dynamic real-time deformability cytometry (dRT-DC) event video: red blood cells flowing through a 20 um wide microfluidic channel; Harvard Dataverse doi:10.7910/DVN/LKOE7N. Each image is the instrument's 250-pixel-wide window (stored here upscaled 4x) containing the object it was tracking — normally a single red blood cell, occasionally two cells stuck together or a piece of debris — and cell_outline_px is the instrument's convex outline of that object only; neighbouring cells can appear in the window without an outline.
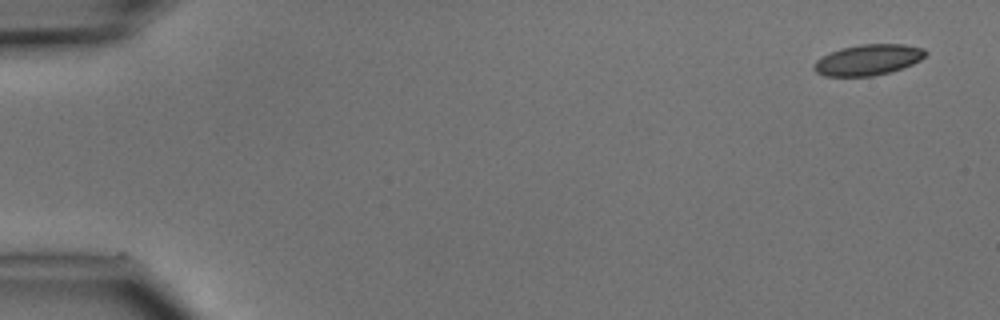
{"species": "common noctule bat (a hibernating species)", "species_latin": "Nyctalus noctula", "temperature_condition": "cold", "stored_images_in_passage": 4, "camera_frame_rate_fps": 3000, "um_per_image_px": 0.085, "animal": {"sex": "male", "body_mass_g": 15.6}, "frame": {"image": 1, "passage_image": 1, "time_ms": 0.0, "image_size_px": [1000, 320], "cell_outline_px": [[928, 52], [920, 60], [904, 68], [872, 76], [824, 76], [816, 72], [812, 68], [812, 64], [816, 60], [840, 48], [860, 44], [904, 44], [924, 48]], "centroid_in_image_um": [73.79, 5.08], "position_along_channel_um": 11.2, "area_um2": 20.06}}
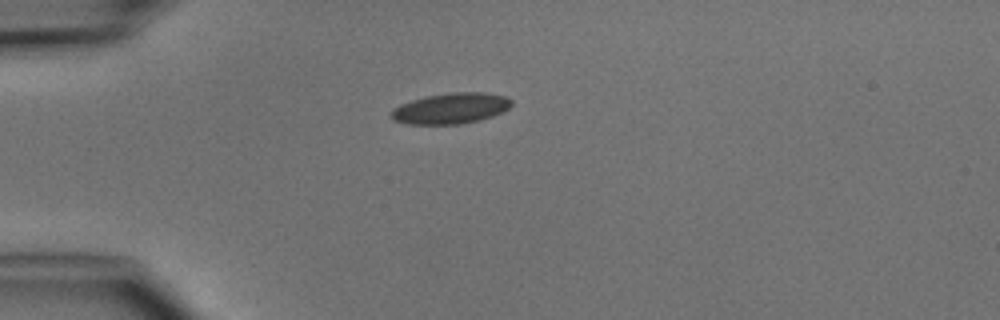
{"frame": {"image": 2, "passage_image": 4, "time_ms": 3.667, "image_size_px": [1000, 320], "cell_outline_px": [[512, 104], [504, 112], [480, 120], [460, 124], [408, 124], [392, 120], [392, 108], [400, 104], [412, 100], [428, 96], [448, 92], [484, 92], [508, 96], [512, 100]], "centroid_in_image_um": [38.35, 9.2], "position_along_channel_um": 46.6, "area_um2": 21.73}}